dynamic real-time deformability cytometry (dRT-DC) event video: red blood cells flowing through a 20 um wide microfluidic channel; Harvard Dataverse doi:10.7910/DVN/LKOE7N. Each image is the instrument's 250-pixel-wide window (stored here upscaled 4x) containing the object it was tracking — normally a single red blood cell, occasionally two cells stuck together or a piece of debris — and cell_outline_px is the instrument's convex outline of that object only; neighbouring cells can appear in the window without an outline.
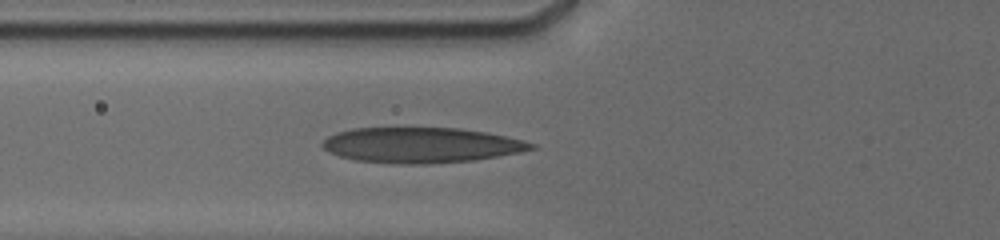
{"species": "human", "species_latin": "Homo sapiens", "temperature_condition": "cold", "stored_images_in_passage": 16, "camera_frame_rate_fps": 3000, "um_per_image_px": 0.085, "donor": {"sex": "male"}, "frame": {"image": 1, "passage_image": 16, "time_ms": 7.0, "image_size_px": [1000, 240], "cell_outline_px": [[540, 148], [520, 152], [472, 160], [428, 164], [392, 164], [356, 160], [340, 156], [328, 152], [320, 144], [328, 136], [336, 132], [352, 128], [456, 128], [484, 132], [524, 140], [536, 144]], "centroid_in_image_um": [35.78, 12.34], "position_along_channel_um": 90.0, "area_um2": 43.06}}